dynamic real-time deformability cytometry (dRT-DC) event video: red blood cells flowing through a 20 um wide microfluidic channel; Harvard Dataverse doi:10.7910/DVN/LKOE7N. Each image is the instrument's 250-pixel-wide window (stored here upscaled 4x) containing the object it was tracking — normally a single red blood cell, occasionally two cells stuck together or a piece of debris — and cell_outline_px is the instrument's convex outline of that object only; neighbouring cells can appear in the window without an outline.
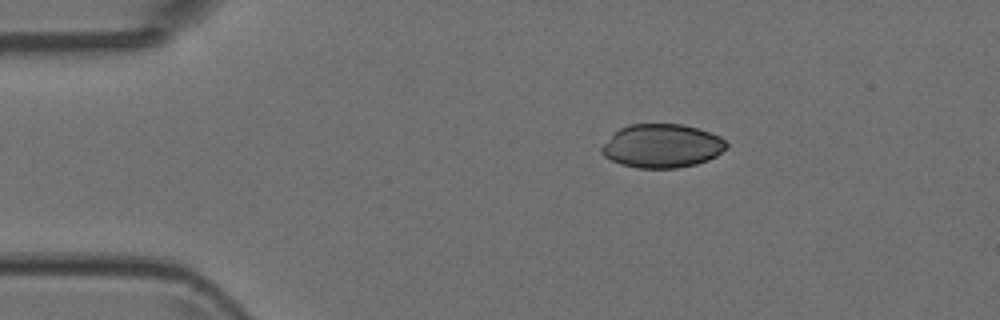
{"species": "Egyptian fruit bat (a non-hibernating species)", "species_latin": "Rousettus aegyptiacus", "temperature_condition": "room temperature", "stored_images_in_passage": 4, "camera_frame_rate_fps": 3000, "um_per_image_px": 0.085, "animal": {"sex": "female"}, "frame": {"image": 1, "passage_image": 1, "time_ms": 0.0, "image_size_px": [1000, 320], "cell_outline_px": [[728, 148], [716, 156], [708, 160], [696, 164], [676, 168], [636, 168], [620, 164], [604, 156], [600, 152], [600, 148], [612, 132], [628, 124], [684, 124], [720, 136], [728, 144]], "centroid_in_image_um": [56.24, 12.4], "position_along_channel_um": 28.8, "area_um2": 32.02}}
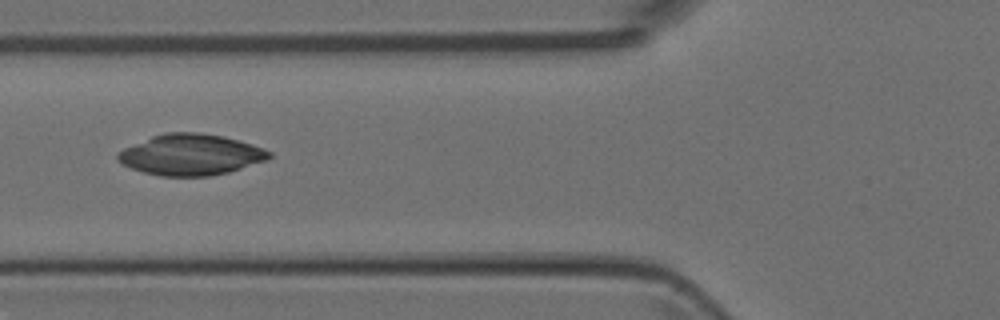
{"frame": {"image": 2, "passage_image": 4, "time_ms": 3.333, "image_size_px": [1000, 320], "cell_outline_px": [[272, 156], [268, 160], [228, 172], [208, 176], [160, 176], [144, 172], [132, 168], [116, 160], [116, 156], [124, 148], [152, 136], [164, 132], [196, 132], [220, 136], [236, 140], [264, 148], [272, 152]], "centroid_in_image_um": [16.22, 13.15], "position_along_channel_um": 109.6, "area_um2": 35.89}}